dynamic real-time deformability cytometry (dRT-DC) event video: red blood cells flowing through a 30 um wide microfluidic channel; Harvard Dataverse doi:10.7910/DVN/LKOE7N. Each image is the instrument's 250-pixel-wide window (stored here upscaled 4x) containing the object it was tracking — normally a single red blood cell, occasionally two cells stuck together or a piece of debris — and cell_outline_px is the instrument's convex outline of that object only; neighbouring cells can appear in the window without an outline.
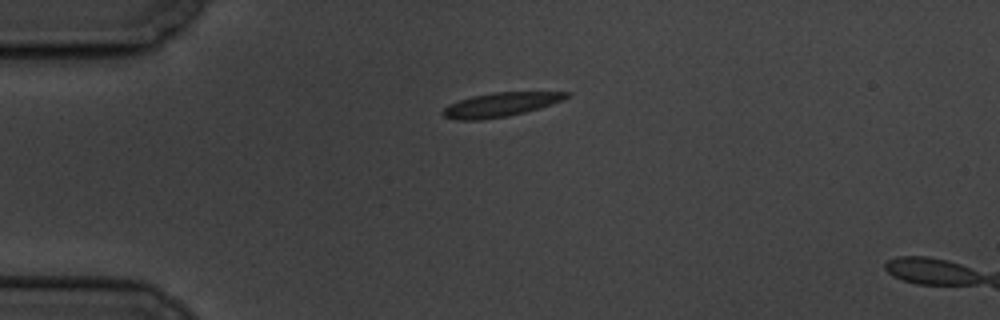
{"species": "common noctule bat (a hibernating species)", "species_latin": "Nyctalus noctula", "temperature_condition": "cold", "stored_images_in_passage": 2, "camera_frame_rate_fps": 3000, "um_per_image_px": 0.085, "animal": {"sex": "male", "body_mass_g": 19.5, "forearm_length_mm": 54.6}, "frame": {"image": 1, "passage_image": 1, "time_ms": 0.0, "image_size_px": [1000, 320], "cell_outline_px": [[572, 92], [564, 100], [540, 108], [508, 116], [480, 120], [456, 120], [444, 116], [440, 112], [448, 104], [472, 96], [492, 92]], "centroid_in_image_um": [42.53, 8.9], "position_along_channel_um": 42.5, "area_um2": 17.34}}